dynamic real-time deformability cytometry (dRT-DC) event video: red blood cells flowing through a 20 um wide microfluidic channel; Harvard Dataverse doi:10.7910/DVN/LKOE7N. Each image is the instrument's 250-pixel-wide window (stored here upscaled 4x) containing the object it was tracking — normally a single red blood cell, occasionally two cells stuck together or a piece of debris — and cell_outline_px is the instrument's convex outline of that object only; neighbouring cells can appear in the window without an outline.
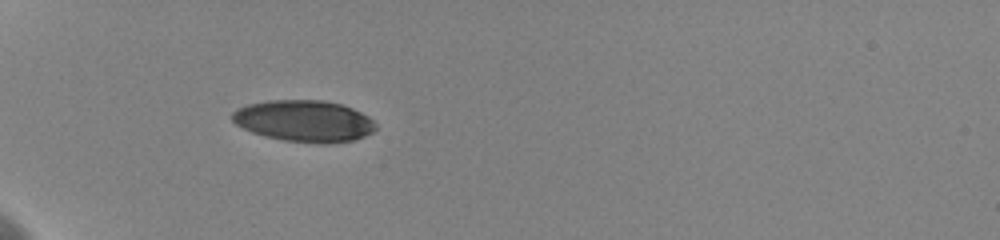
{"species": "human", "species_latin": "Homo sapiens", "temperature_condition": "cold", "stored_images_in_passage": 72, "camera_frame_rate_fps": 3000, "um_per_image_px": 0.085, "donor": {"sex": "female"}, "frame": {"image": 1, "passage_image": 1, "time_ms": 0.0, "image_size_px": [1000, 240], "cell_outline_px": [[376, 128], [372, 132], [364, 136], [352, 140], [324, 144], [320, 144], [284, 140], [264, 136], [252, 132], [236, 124], [232, 120], [232, 112], [236, 108], [248, 104], [268, 100], [324, 100], [344, 104], [368, 116], [376, 124]], "centroid_in_image_um": [25.85, 10.27], "position_along_channel_um": 59.2, "area_um2": 34.85}}
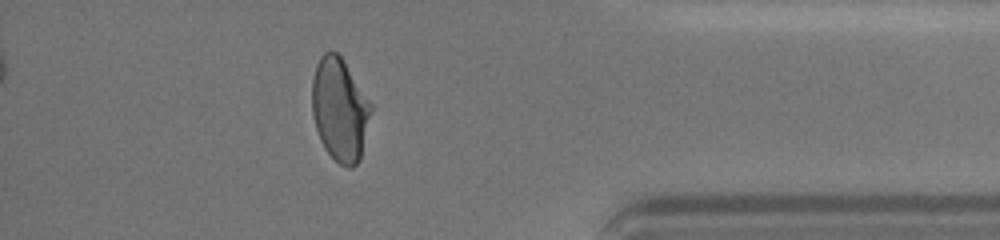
{"frame": {"image": 2, "passage_image": 60, "time_ms": 10.667, "image_size_px": [1000, 240], "cell_outline_px": [[372, 108], [360, 160], [352, 168], [348, 168], [340, 164], [324, 148], [320, 140], [312, 116], [312, 80], [316, 64], [320, 56], [324, 52], [336, 52], [340, 56], [372, 104]], "centroid_in_image_um": [28.87, 9.32], "position_along_channel_um": 406.3, "area_um2": 35.2}, "authors_computed_cell_mechanics": {"area_um2": 35.3736, "velocity_mm_per_s": 3.6297, "shape_relaxation_time_tau1_ms": 3.9542, "shape_relaxation_time_tau2_ms": 1.3926, "deformation_change_tau1": 0.1463, "deformation_change_tau2": 0.0489}}